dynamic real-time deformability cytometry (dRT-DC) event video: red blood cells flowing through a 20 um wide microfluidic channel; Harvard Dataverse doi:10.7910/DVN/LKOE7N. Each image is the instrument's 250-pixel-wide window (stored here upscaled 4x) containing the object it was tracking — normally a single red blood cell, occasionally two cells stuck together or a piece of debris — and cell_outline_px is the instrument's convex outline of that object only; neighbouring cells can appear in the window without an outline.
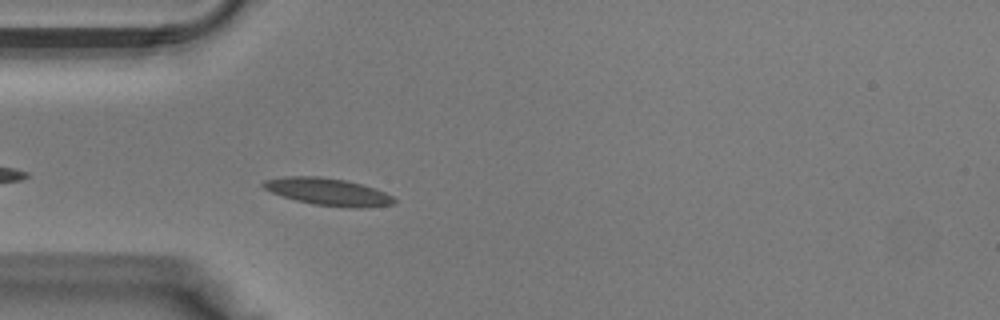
{"species": "Egyptian fruit bat (a non-hibernating species)", "species_latin": "Rousettus aegyptiacus", "temperature_condition": "warm", "stored_images_in_passage": 30, "camera_frame_rate_fps": 3000, "um_per_image_px": 0.085, "animal": {"sex": "male"}, "frame": {"image": 1, "passage_image": 2, "time_ms": 0.333, "image_size_px": [1000, 320], "cell_outline_px": [[396, 204], [364, 208], [348, 208], [312, 204], [296, 200], [272, 192], [264, 188], [260, 184], [264, 180], [284, 176], [320, 176], [344, 180], [360, 184], [384, 192], [392, 196], [396, 200]], "centroid_in_image_um": [27.88, 16.31], "position_along_channel_um": 57.1, "area_um2": 20.75}}
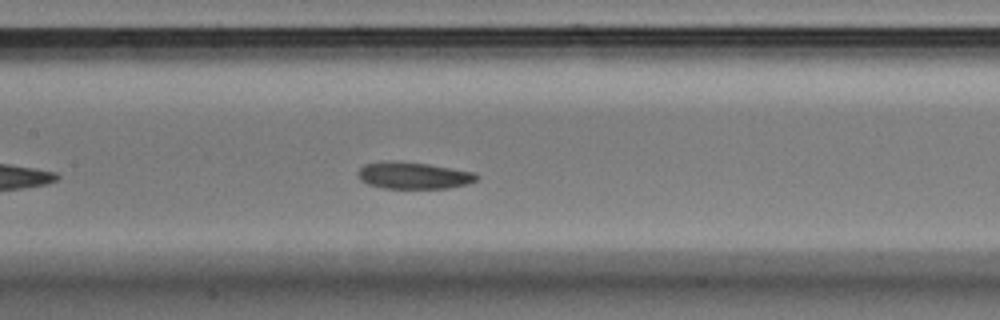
{"frame": {"image": 2, "passage_image": 9, "time_ms": 2.667, "image_size_px": [1000, 320], "cell_outline_px": [[480, 176], [476, 180], [468, 184], [448, 188], [380, 188], [368, 184], [360, 180], [356, 172], [364, 164], [380, 160], [400, 160], [428, 164], [472, 172]], "centroid_in_image_um": [35.08, 14.9], "position_along_channel_um": 172.3, "area_um2": 18.84}}
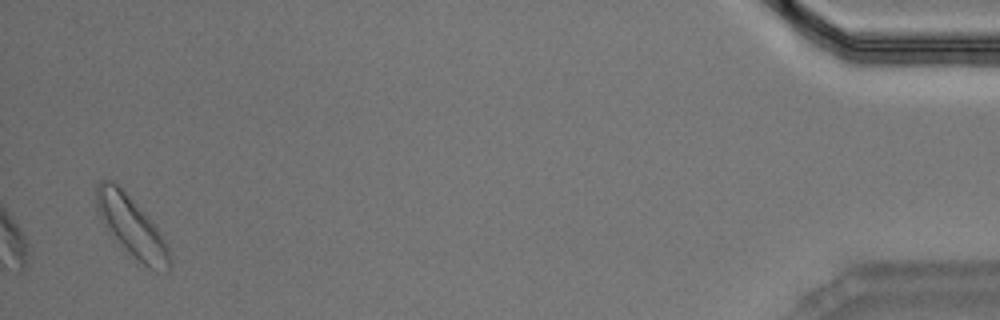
{"frame": {"image": 3, "passage_image": 29, "time_ms": 9.333, "image_size_px": [1000, 320], "cell_outline_px": [[172, 264], [168, 272], [156, 272], [148, 268], [108, 232], [96, 208], [96, 188], [100, 180], [112, 180], [124, 192], [156, 228], [164, 240], [168, 248]], "centroid_in_image_um": [11.19, 19.3], "position_along_channel_um": 424.0, "area_um2": 24.68}}